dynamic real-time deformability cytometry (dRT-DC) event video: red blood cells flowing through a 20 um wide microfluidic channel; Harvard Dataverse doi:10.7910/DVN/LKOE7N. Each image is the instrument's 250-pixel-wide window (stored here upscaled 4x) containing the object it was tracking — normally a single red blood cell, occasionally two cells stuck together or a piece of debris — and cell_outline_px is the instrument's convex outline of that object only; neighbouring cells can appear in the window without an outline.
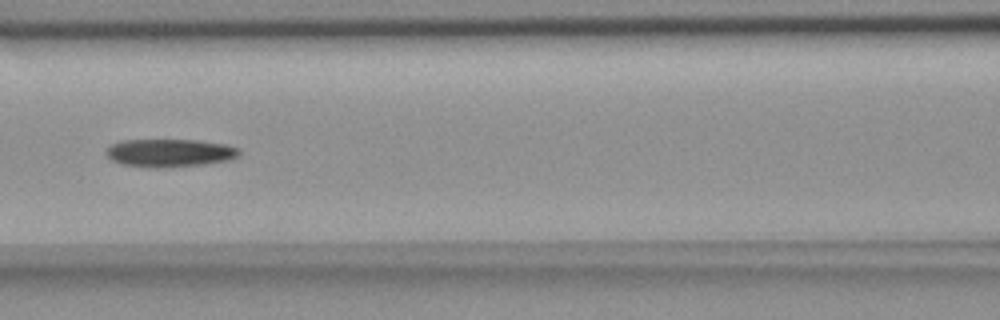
{"species": "common noctule bat (a hibernating species)", "species_latin": "Nyctalus noctula", "temperature_condition": "room temperature", "stored_images_in_passage": 12, "camera_frame_rate_fps": 3000, "um_per_image_px": 0.085, "animal": {"sex": "female", "body_mass_g": 18.4}, "frame": {"image": 1, "passage_image": 4, "time_ms": 7.0, "image_size_px": [1000, 320], "cell_outline_px": [[240, 156], [232, 160], [204, 164], [160, 168], [148, 168], [124, 164], [112, 160], [104, 152], [112, 144], [120, 140], [196, 140], [228, 144], [240, 148]], "centroid_in_image_um": [14.48, 13.0], "position_along_channel_um": 152.1, "area_um2": 21.96}}
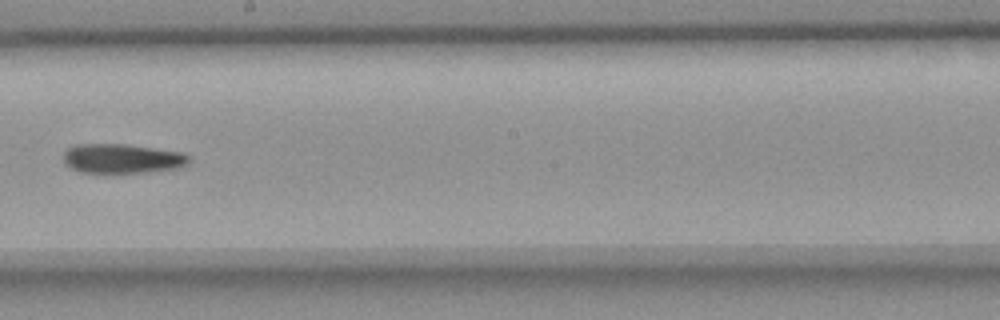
{"frame": {"image": 2, "passage_image": 6, "time_ms": 9.333, "image_size_px": [1000, 320], "cell_outline_px": [[192, 160], [188, 164], [180, 168], [148, 172], [80, 172], [64, 164], [64, 152], [72, 144], [124, 144], [184, 152]], "centroid_in_image_um": [10.41, 13.47], "position_along_channel_um": 237.8, "area_um2": 21.68}}
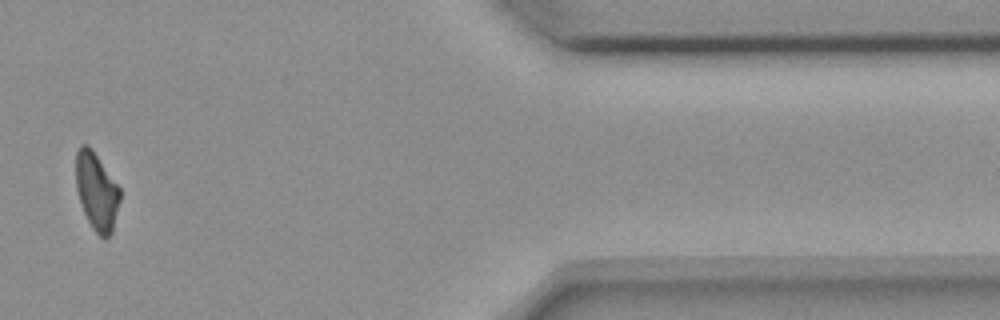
{"frame": {"image": 3, "passage_image": 11, "time_ms": 15.0, "image_size_px": [1000, 320], "cell_outline_px": [[120, 200], [112, 232], [104, 240], [92, 228], [84, 212], [76, 188], [76, 152], [80, 144], [88, 144], [92, 148], [120, 188]], "centroid_in_image_um": [8.21, 16.24], "position_along_channel_um": 403.2, "area_um2": 19.88}}